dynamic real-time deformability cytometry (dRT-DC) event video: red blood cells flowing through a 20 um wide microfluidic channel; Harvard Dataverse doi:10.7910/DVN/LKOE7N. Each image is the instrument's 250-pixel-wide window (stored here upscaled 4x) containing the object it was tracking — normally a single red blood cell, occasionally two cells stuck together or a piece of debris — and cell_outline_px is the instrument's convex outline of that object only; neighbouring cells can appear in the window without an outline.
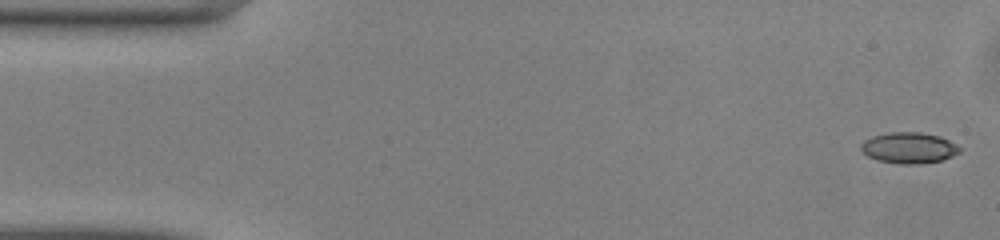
{"species": "common noctule bat (a hibernating species)", "species_latin": "Nyctalus noctula", "temperature_condition": "warm", "stored_images_in_passage": 49, "camera_frame_rate_fps": 3000, "um_per_image_px": 0.085, "animal": {"sex": "male", "body_mass_g": 13.0, "forearm_length_mm": 53.1}, "frame": {"image": 1, "passage_image": 1, "time_ms": 0.0, "image_size_px": [1000, 240], "cell_outline_px": [[964, 148], [960, 152], [944, 160], [920, 164], [900, 164], [876, 160], [868, 156], [860, 148], [860, 144], [864, 140], [872, 136], [888, 132], [920, 132], [940, 136]], "centroid_in_image_um": [77.28, 12.57], "position_along_channel_um": 7.7, "area_um2": 18.09}}
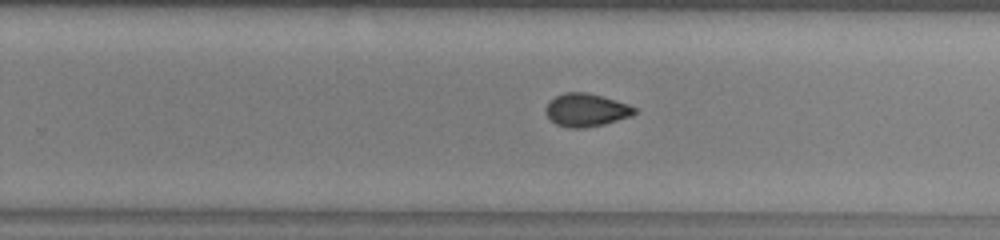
{"frame": {"image": 2, "passage_image": 30, "time_ms": 9.667, "image_size_px": [1000, 240], "cell_outline_px": [[636, 112], [632, 116], [604, 124], [584, 128], [568, 128], [556, 124], [544, 112], [544, 108], [548, 100], [564, 92], [584, 92], [616, 100], [628, 104], [636, 108]], "centroid_in_image_um": [49.79, 9.35], "position_along_channel_um": 280.0, "area_um2": 17.17}}
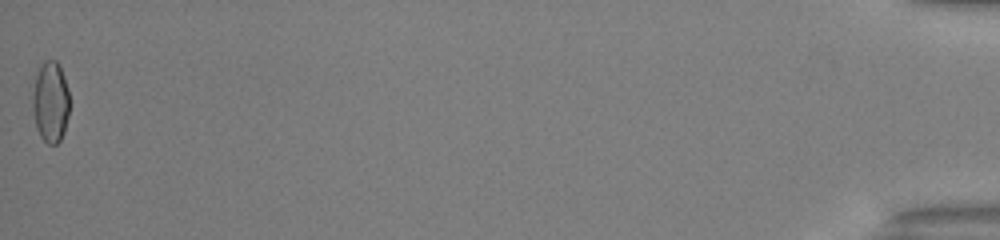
{"frame": {"image": 3, "passage_image": 49, "time_ms": 16.0, "image_size_px": [1000, 240], "cell_outline_px": [[68, 116], [64, 132], [60, 140], [56, 144], [48, 144], [40, 136], [36, 128], [32, 108], [32, 92], [36, 76], [40, 64], [44, 60], [56, 60], [64, 76], [68, 88]], "centroid_in_image_um": [4.28, 8.66], "position_along_channel_um": 430.9, "area_um2": 17.51}, "authors_computed_cell_mechanics": {"area_um2": 17.1088, "velocity_mm_per_s": 4.1188, "shape_relaxation_time_tau1_ms": 4.4941, "shape_relaxation_time_tau2_ms": 2.2646, "deformation_change_tau1": 0.1146, "deformation_change_tau2": 0.064}}